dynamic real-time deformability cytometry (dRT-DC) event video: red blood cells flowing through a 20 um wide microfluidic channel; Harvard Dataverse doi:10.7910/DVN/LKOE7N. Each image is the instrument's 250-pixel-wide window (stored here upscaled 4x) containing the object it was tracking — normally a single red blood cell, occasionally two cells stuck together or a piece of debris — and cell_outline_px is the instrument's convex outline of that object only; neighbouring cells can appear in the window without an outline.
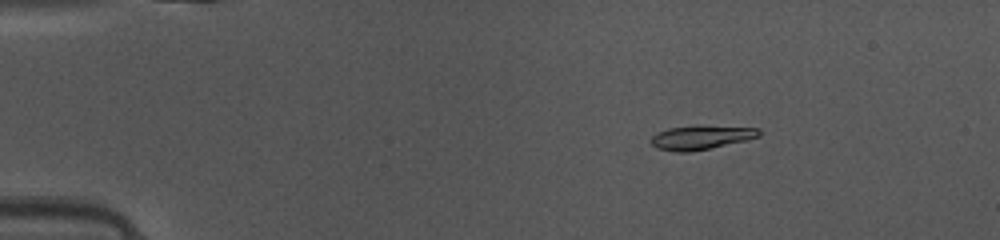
{"species": "common noctule bat (a hibernating species)", "species_latin": "Nyctalus noctula", "temperature_condition": "warm", "stored_images_in_passage": 45, "camera_frame_rate_fps": 3000, "um_per_image_px": 0.085, "animal": {"sex": "female", "body_mass_g": 10.0, "forearm_length_mm": 53.1}, "frame": {"image": 1, "passage_image": 5, "time_ms": 1.333, "image_size_px": [1000, 240], "cell_outline_px": [[760, 136], [744, 140], [708, 148], [688, 152], [676, 152], [656, 148], [648, 140], [656, 132], [668, 128], [700, 124], [760, 128]], "centroid_in_image_um": [59.54, 11.65], "position_along_channel_um": 25.5, "area_um2": 15.37}}
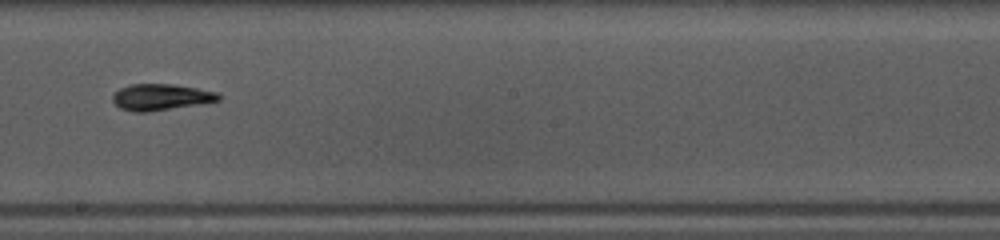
{"frame": {"image": 2, "passage_image": 25, "time_ms": 8.0, "image_size_px": [1000, 240], "cell_outline_px": [[220, 100], [200, 104], [148, 112], [132, 112], [120, 108], [112, 100], [112, 96], [120, 88], [132, 84], [172, 84], [196, 88], [216, 92], [220, 96]], "centroid_in_image_um": [13.65, 8.26], "position_along_channel_um": 234.5, "area_um2": 16.13}}
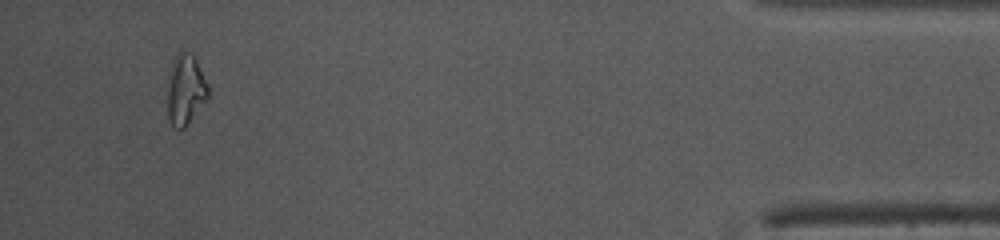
{"frame": {"image": 3, "passage_image": 43, "time_ms": 14.0, "image_size_px": [1000, 240], "cell_outline_px": [[208, 100], [184, 128], [180, 128], [172, 124], [168, 120], [168, 72], [176, 56], [180, 52], [184, 52], [196, 56], [208, 84]], "centroid_in_image_um": [15.79, 7.61], "position_along_channel_um": 419.4, "area_um2": 16.76}, "authors_computed_cell_mechanics": {"area_um2": 15.6638, "velocity_mm_per_s": 4.1497, "shape_relaxation_time_tau1_ms": 4.5989, "shape_relaxation_time_tau2_ms": 2.0311, "deformation_change_tau1": 0.1823, "deformation_change_tau2": 0.0641}}